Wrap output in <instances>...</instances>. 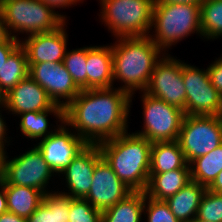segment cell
I'll use <instances>...</instances> for the list:
<instances>
[{"label": "cell", "mask_w": 222, "mask_h": 222, "mask_svg": "<svg viewBox=\"0 0 222 222\" xmlns=\"http://www.w3.org/2000/svg\"><path fill=\"white\" fill-rule=\"evenodd\" d=\"M68 219V222H102V212L86 199L72 198Z\"/></svg>", "instance_id": "4dcf8cb0"}, {"label": "cell", "mask_w": 222, "mask_h": 222, "mask_svg": "<svg viewBox=\"0 0 222 222\" xmlns=\"http://www.w3.org/2000/svg\"><path fill=\"white\" fill-rule=\"evenodd\" d=\"M204 0H155L154 4H169V3H175V4H193L196 6H200L203 3Z\"/></svg>", "instance_id": "f35d334b"}, {"label": "cell", "mask_w": 222, "mask_h": 222, "mask_svg": "<svg viewBox=\"0 0 222 222\" xmlns=\"http://www.w3.org/2000/svg\"><path fill=\"white\" fill-rule=\"evenodd\" d=\"M87 89L116 87L113 81L112 46H87Z\"/></svg>", "instance_id": "ac0fdd59"}, {"label": "cell", "mask_w": 222, "mask_h": 222, "mask_svg": "<svg viewBox=\"0 0 222 222\" xmlns=\"http://www.w3.org/2000/svg\"><path fill=\"white\" fill-rule=\"evenodd\" d=\"M143 216V220L147 222H180L164 200H155L147 195H145Z\"/></svg>", "instance_id": "1f68e13d"}, {"label": "cell", "mask_w": 222, "mask_h": 222, "mask_svg": "<svg viewBox=\"0 0 222 222\" xmlns=\"http://www.w3.org/2000/svg\"><path fill=\"white\" fill-rule=\"evenodd\" d=\"M50 115L57 120L56 126L50 124L48 119ZM18 118H20V122L17 129H20L22 137L38 141L54 133L64 123V108L55 104L49 110L25 112L20 114Z\"/></svg>", "instance_id": "d6986e66"}, {"label": "cell", "mask_w": 222, "mask_h": 222, "mask_svg": "<svg viewBox=\"0 0 222 222\" xmlns=\"http://www.w3.org/2000/svg\"><path fill=\"white\" fill-rule=\"evenodd\" d=\"M111 43L113 54V81L121 85L130 97L135 92H144L156 63L165 54L149 36L117 37Z\"/></svg>", "instance_id": "7a4b0ae2"}, {"label": "cell", "mask_w": 222, "mask_h": 222, "mask_svg": "<svg viewBox=\"0 0 222 222\" xmlns=\"http://www.w3.org/2000/svg\"><path fill=\"white\" fill-rule=\"evenodd\" d=\"M195 33L203 39L200 6L179 3L154 4L149 37L165 54L172 46Z\"/></svg>", "instance_id": "277c9868"}, {"label": "cell", "mask_w": 222, "mask_h": 222, "mask_svg": "<svg viewBox=\"0 0 222 222\" xmlns=\"http://www.w3.org/2000/svg\"><path fill=\"white\" fill-rule=\"evenodd\" d=\"M4 97L5 95L0 91V107L4 106Z\"/></svg>", "instance_id": "7bdbcfd3"}, {"label": "cell", "mask_w": 222, "mask_h": 222, "mask_svg": "<svg viewBox=\"0 0 222 222\" xmlns=\"http://www.w3.org/2000/svg\"><path fill=\"white\" fill-rule=\"evenodd\" d=\"M5 113L18 117L25 112L49 110L55 103L29 75L12 88L4 97Z\"/></svg>", "instance_id": "e0dca14e"}, {"label": "cell", "mask_w": 222, "mask_h": 222, "mask_svg": "<svg viewBox=\"0 0 222 222\" xmlns=\"http://www.w3.org/2000/svg\"><path fill=\"white\" fill-rule=\"evenodd\" d=\"M207 189L209 191L222 194V171L216 176V179Z\"/></svg>", "instance_id": "60d3db41"}, {"label": "cell", "mask_w": 222, "mask_h": 222, "mask_svg": "<svg viewBox=\"0 0 222 222\" xmlns=\"http://www.w3.org/2000/svg\"><path fill=\"white\" fill-rule=\"evenodd\" d=\"M0 12L9 32L17 40L24 36L50 32L60 27L67 16L41 0H0Z\"/></svg>", "instance_id": "5b68a950"}, {"label": "cell", "mask_w": 222, "mask_h": 222, "mask_svg": "<svg viewBox=\"0 0 222 222\" xmlns=\"http://www.w3.org/2000/svg\"><path fill=\"white\" fill-rule=\"evenodd\" d=\"M8 211L5 182L0 178V215Z\"/></svg>", "instance_id": "74e56055"}, {"label": "cell", "mask_w": 222, "mask_h": 222, "mask_svg": "<svg viewBox=\"0 0 222 222\" xmlns=\"http://www.w3.org/2000/svg\"><path fill=\"white\" fill-rule=\"evenodd\" d=\"M35 145L50 168L59 176L87 143L64 122L54 133Z\"/></svg>", "instance_id": "4fadbf2b"}, {"label": "cell", "mask_w": 222, "mask_h": 222, "mask_svg": "<svg viewBox=\"0 0 222 222\" xmlns=\"http://www.w3.org/2000/svg\"><path fill=\"white\" fill-rule=\"evenodd\" d=\"M20 45V42H5L0 44V75L9 55Z\"/></svg>", "instance_id": "e575fe53"}, {"label": "cell", "mask_w": 222, "mask_h": 222, "mask_svg": "<svg viewBox=\"0 0 222 222\" xmlns=\"http://www.w3.org/2000/svg\"><path fill=\"white\" fill-rule=\"evenodd\" d=\"M0 222H27V219L7 211L0 215Z\"/></svg>", "instance_id": "ab89813d"}, {"label": "cell", "mask_w": 222, "mask_h": 222, "mask_svg": "<svg viewBox=\"0 0 222 222\" xmlns=\"http://www.w3.org/2000/svg\"><path fill=\"white\" fill-rule=\"evenodd\" d=\"M145 93L176 106L186 115V89L182 78V60L169 52L156 63Z\"/></svg>", "instance_id": "8fae6325"}, {"label": "cell", "mask_w": 222, "mask_h": 222, "mask_svg": "<svg viewBox=\"0 0 222 222\" xmlns=\"http://www.w3.org/2000/svg\"><path fill=\"white\" fill-rule=\"evenodd\" d=\"M67 24L68 20L53 31L29 35L20 40L28 64L63 62L68 48Z\"/></svg>", "instance_id": "2e32d148"}, {"label": "cell", "mask_w": 222, "mask_h": 222, "mask_svg": "<svg viewBox=\"0 0 222 222\" xmlns=\"http://www.w3.org/2000/svg\"><path fill=\"white\" fill-rule=\"evenodd\" d=\"M3 111H7L5 105L3 107H0V149L3 150L4 152H7V147L11 145L9 143L11 140L10 137L7 136L8 135L7 133H9L7 132L9 128L5 120L6 118L4 117V115H2Z\"/></svg>", "instance_id": "836d02e7"}, {"label": "cell", "mask_w": 222, "mask_h": 222, "mask_svg": "<svg viewBox=\"0 0 222 222\" xmlns=\"http://www.w3.org/2000/svg\"><path fill=\"white\" fill-rule=\"evenodd\" d=\"M72 198L59 192L57 188L44 194L42 203L29 216L27 222H68L69 204Z\"/></svg>", "instance_id": "cb8c5ba5"}, {"label": "cell", "mask_w": 222, "mask_h": 222, "mask_svg": "<svg viewBox=\"0 0 222 222\" xmlns=\"http://www.w3.org/2000/svg\"><path fill=\"white\" fill-rule=\"evenodd\" d=\"M132 192L133 190L117 177L111 166L102 157L95 165L92 184L84 199L103 212Z\"/></svg>", "instance_id": "5bb4252c"}, {"label": "cell", "mask_w": 222, "mask_h": 222, "mask_svg": "<svg viewBox=\"0 0 222 222\" xmlns=\"http://www.w3.org/2000/svg\"><path fill=\"white\" fill-rule=\"evenodd\" d=\"M99 18L117 37L149 36L155 0H99Z\"/></svg>", "instance_id": "8992f818"}, {"label": "cell", "mask_w": 222, "mask_h": 222, "mask_svg": "<svg viewBox=\"0 0 222 222\" xmlns=\"http://www.w3.org/2000/svg\"><path fill=\"white\" fill-rule=\"evenodd\" d=\"M200 18L203 40H220L222 38V0H204L200 5Z\"/></svg>", "instance_id": "83f0119b"}, {"label": "cell", "mask_w": 222, "mask_h": 222, "mask_svg": "<svg viewBox=\"0 0 222 222\" xmlns=\"http://www.w3.org/2000/svg\"><path fill=\"white\" fill-rule=\"evenodd\" d=\"M146 193L133 191L127 197L102 212V222H141Z\"/></svg>", "instance_id": "d4e9b609"}, {"label": "cell", "mask_w": 222, "mask_h": 222, "mask_svg": "<svg viewBox=\"0 0 222 222\" xmlns=\"http://www.w3.org/2000/svg\"><path fill=\"white\" fill-rule=\"evenodd\" d=\"M5 42H20V41L11 35L0 12V44Z\"/></svg>", "instance_id": "8d00e7d4"}, {"label": "cell", "mask_w": 222, "mask_h": 222, "mask_svg": "<svg viewBox=\"0 0 222 222\" xmlns=\"http://www.w3.org/2000/svg\"><path fill=\"white\" fill-rule=\"evenodd\" d=\"M130 95L119 88L86 89L64 108V122L87 144L128 131Z\"/></svg>", "instance_id": "6da1fadb"}, {"label": "cell", "mask_w": 222, "mask_h": 222, "mask_svg": "<svg viewBox=\"0 0 222 222\" xmlns=\"http://www.w3.org/2000/svg\"><path fill=\"white\" fill-rule=\"evenodd\" d=\"M177 141L188 164L206 155L222 144V115H184Z\"/></svg>", "instance_id": "9c48e42d"}, {"label": "cell", "mask_w": 222, "mask_h": 222, "mask_svg": "<svg viewBox=\"0 0 222 222\" xmlns=\"http://www.w3.org/2000/svg\"><path fill=\"white\" fill-rule=\"evenodd\" d=\"M117 177L133 191L145 192L149 182L151 146L145 137L130 131L97 144Z\"/></svg>", "instance_id": "3957f363"}, {"label": "cell", "mask_w": 222, "mask_h": 222, "mask_svg": "<svg viewBox=\"0 0 222 222\" xmlns=\"http://www.w3.org/2000/svg\"><path fill=\"white\" fill-rule=\"evenodd\" d=\"M29 75L24 48L19 45L8 57L0 75V91L5 95Z\"/></svg>", "instance_id": "4316f807"}, {"label": "cell", "mask_w": 222, "mask_h": 222, "mask_svg": "<svg viewBox=\"0 0 222 222\" xmlns=\"http://www.w3.org/2000/svg\"><path fill=\"white\" fill-rule=\"evenodd\" d=\"M196 218L202 221L222 222V194L205 191Z\"/></svg>", "instance_id": "f546056e"}, {"label": "cell", "mask_w": 222, "mask_h": 222, "mask_svg": "<svg viewBox=\"0 0 222 222\" xmlns=\"http://www.w3.org/2000/svg\"><path fill=\"white\" fill-rule=\"evenodd\" d=\"M4 151L0 149V178H2L3 156Z\"/></svg>", "instance_id": "b9f144b4"}, {"label": "cell", "mask_w": 222, "mask_h": 222, "mask_svg": "<svg viewBox=\"0 0 222 222\" xmlns=\"http://www.w3.org/2000/svg\"><path fill=\"white\" fill-rule=\"evenodd\" d=\"M206 190L205 186L191 180L165 202L180 222H191L197 215L201 198Z\"/></svg>", "instance_id": "ffe728a7"}, {"label": "cell", "mask_w": 222, "mask_h": 222, "mask_svg": "<svg viewBox=\"0 0 222 222\" xmlns=\"http://www.w3.org/2000/svg\"><path fill=\"white\" fill-rule=\"evenodd\" d=\"M190 181V169H175L159 174H149L145 193L152 199L165 201Z\"/></svg>", "instance_id": "7402d4cb"}, {"label": "cell", "mask_w": 222, "mask_h": 222, "mask_svg": "<svg viewBox=\"0 0 222 222\" xmlns=\"http://www.w3.org/2000/svg\"><path fill=\"white\" fill-rule=\"evenodd\" d=\"M191 222H209V221H202L195 217Z\"/></svg>", "instance_id": "ee69618b"}, {"label": "cell", "mask_w": 222, "mask_h": 222, "mask_svg": "<svg viewBox=\"0 0 222 222\" xmlns=\"http://www.w3.org/2000/svg\"><path fill=\"white\" fill-rule=\"evenodd\" d=\"M141 94L143 128L133 132L151 143L177 141L184 111L145 92Z\"/></svg>", "instance_id": "ba28073f"}, {"label": "cell", "mask_w": 222, "mask_h": 222, "mask_svg": "<svg viewBox=\"0 0 222 222\" xmlns=\"http://www.w3.org/2000/svg\"><path fill=\"white\" fill-rule=\"evenodd\" d=\"M8 212L28 219L42 203L44 193L32 187L5 184Z\"/></svg>", "instance_id": "603a6c76"}, {"label": "cell", "mask_w": 222, "mask_h": 222, "mask_svg": "<svg viewBox=\"0 0 222 222\" xmlns=\"http://www.w3.org/2000/svg\"><path fill=\"white\" fill-rule=\"evenodd\" d=\"M189 165L191 180L208 188L222 171V144Z\"/></svg>", "instance_id": "484cf974"}, {"label": "cell", "mask_w": 222, "mask_h": 222, "mask_svg": "<svg viewBox=\"0 0 222 222\" xmlns=\"http://www.w3.org/2000/svg\"><path fill=\"white\" fill-rule=\"evenodd\" d=\"M102 158L100 148L97 144H87L72 162L59 175L65 184L63 190L59 191L71 198L84 199L92 184L93 172L96 163ZM67 191L65 192L64 191Z\"/></svg>", "instance_id": "9a60e30c"}, {"label": "cell", "mask_w": 222, "mask_h": 222, "mask_svg": "<svg viewBox=\"0 0 222 222\" xmlns=\"http://www.w3.org/2000/svg\"><path fill=\"white\" fill-rule=\"evenodd\" d=\"M63 64L72 76L75 84L81 89H87V46L66 51Z\"/></svg>", "instance_id": "f1b7e54d"}, {"label": "cell", "mask_w": 222, "mask_h": 222, "mask_svg": "<svg viewBox=\"0 0 222 222\" xmlns=\"http://www.w3.org/2000/svg\"><path fill=\"white\" fill-rule=\"evenodd\" d=\"M210 82L222 95V54L207 66Z\"/></svg>", "instance_id": "d6a6232c"}, {"label": "cell", "mask_w": 222, "mask_h": 222, "mask_svg": "<svg viewBox=\"0 0 222 222\" xmlns=\"http://www.w3.org/2000/svg\"><path fill=\"white\" fill-rule=\"evenodd\" d=\"M182 61L186 115H222V95L213 87L208 69Z\"/></svg>", "instance_id": "30bf717a"}, {"label": "cell", "mask_w": 222, "mask_h": 222, "mask_svg": "<svg viewBox=\"0 0 222 222\" xmlns=\"http://www.w3.org/2000/svg\"><path fill=\"white\" fill-rule=\"evenodd\" d=\"M43 1L45 4L49 5L50 7H52L54 10L57 9H68L69 7L71 8L73 5H79V3H83L84 0H41Z\"/></svg>", "instance_id": "d590c367"}, {"label": "cell", "mask_w": 222, "mask_h": 222, "mask_svg": "<svg viewBox=\"0 0 222 222\" xmlns=\"http://www.w3.org/2000/svg\"><path fill=\"white\" fill-rule=\"evenodd\" d=\"M20 154L9 158L8 152L4 153L2 179L5 184L32 187L44 194L52 192L49 183L57 175L44 160L38 147L34 145Z\"/></svg>", "instance_id": "52a82bcc"}, {"label": "cell", "mask_w": 222, "mask_h": 222, "mask_svg": "<svg viewBox=\"0 0 222 222\" xmlns=\"http://www.w3.org/2000/svg\"><path fill=\"white\" fill-rule=\"evenodd\" d=\"M175 169H190L179 142L152 143L149 174H159Z\"/></svg>", "instance_id": "44dd1931"}, {"label": "cell", "mask_w": 222, "mask_h": 222, "mask_svg": "<svg viewBox=\"0 0 222 222\" xmlns=\"http://www.w3.org/2000/svg\"><path fill=\"white\" fill-rule=\"evenodd\" d=\"M29 65V76L36 81L58 106L65 108L80 92L63 62Z\"/></svg>", "instance_id": "7c38bea8"}]
</instances>
